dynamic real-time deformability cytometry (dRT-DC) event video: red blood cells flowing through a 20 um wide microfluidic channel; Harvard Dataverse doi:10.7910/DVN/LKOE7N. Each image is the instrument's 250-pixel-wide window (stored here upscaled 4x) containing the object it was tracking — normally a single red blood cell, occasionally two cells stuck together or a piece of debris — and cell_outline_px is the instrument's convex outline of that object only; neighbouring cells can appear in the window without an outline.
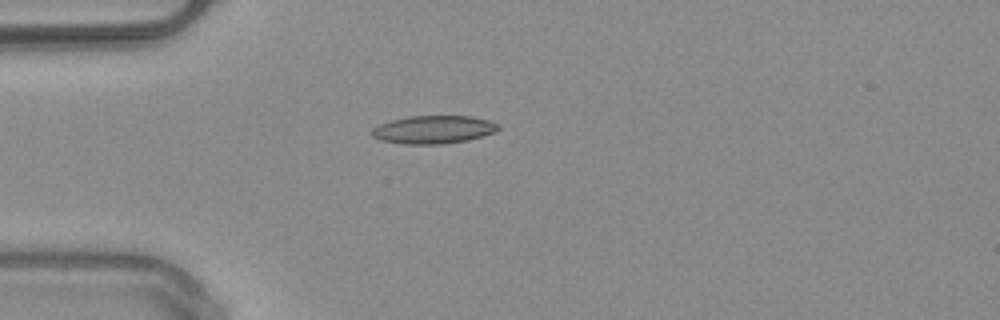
{"species": "common noctule bat (a hibernating species)", "species_latin": "Nyctalus noctula", "temperature_condition": "warm", "stored_images_in_passage": 37, "camera_frame_rate_fps": 3000, "um_per_image_px": 0.085, "animal": {"sex": "male", "body_mass_g": 20.4}, "frame": {"image": 1, "passage_image": 1, "time_ms": 0.0, "image_size_px": [1000, 320], "cell_outline_px": [[500, 128], [496, 132], [468, 140], [444, 144], [404, 144], [380, 140], [372, 136], [372, 128], [380, 124], [392, 120], [408, 116], [468, 116], [492, 120], [500, 124]], "centroid_in_image_um": [36.89, 11.01], "position_along_channel_um": 48.1, "area_um2": 20.81}, "authors_computed_cell_mechanics": {"area_um2": 19.1318, "velocity_mm_per_s": 4.0663, "shape_relaxation_time_tau1_ms": null, "shape_relaxation_time_tau2_ms": 3.7779, "deformation_change_tau1": null, "deformation_change_tau2": 0.1199}}